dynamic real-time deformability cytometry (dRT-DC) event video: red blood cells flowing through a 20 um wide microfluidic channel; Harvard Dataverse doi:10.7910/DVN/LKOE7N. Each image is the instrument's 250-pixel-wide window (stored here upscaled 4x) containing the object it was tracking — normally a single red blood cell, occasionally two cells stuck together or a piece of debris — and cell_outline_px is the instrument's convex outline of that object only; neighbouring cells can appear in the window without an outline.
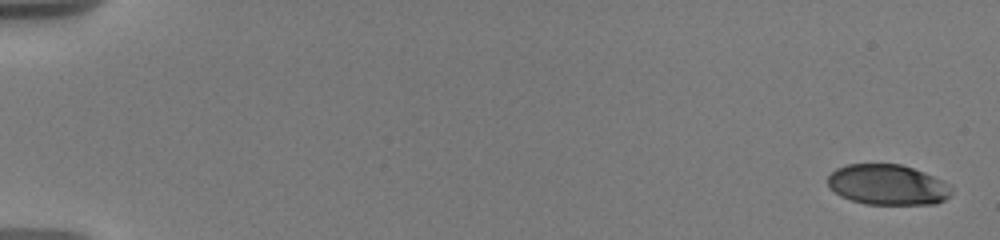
{"species": "human", "species_latin": "Homo sapiens", "temperature_condition": "warm", "stored_images_in_passage": 15, "segment_of_instrument_passage": [1, 2], "camera_frame_rate_fps": 3000, "um_per_image_px": 0.085, "donor": {"sex": "male"}, "frame": {"image": 1, "passage_image": 1, "time_ms": 0.0, "image_size_px": [1000, 240], "cell_outline_px": [[952, 196], [936, 204], [864, 204], [840, 196], [828, 184], [828, 176], [836, 168], [848, 164], [900, 164], [924, 172], [952, 184]], "centroid_in_image_um": [75.5, 15.71], "position_along_channel_um": 9.5, "area_um2": 29.3}}
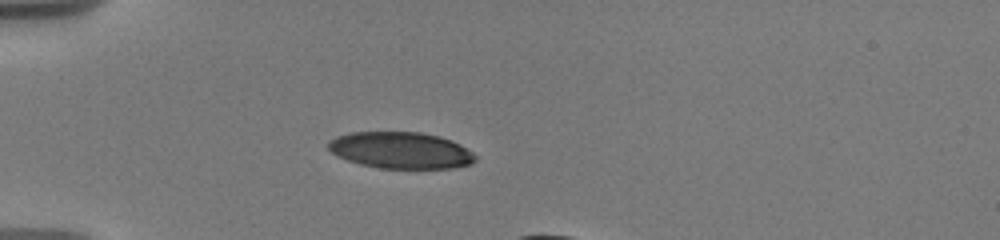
{"frame": {"image": 2, "passage_image": 11, "time_ms": 5.333, "image_size_px": [1000, 240], "cell_outline_px": [[476, 160], [472, 164], [452, 168], [380, 168], [360, 164], [336, 156], [328, 148], [328, 140], [336, 136], [352, 132], [420, 132], [440, 136], [452, 140], [460, 144], [472, 152], [476, 156]], "centroid_in_image_um": [34.07, 12.77], "position_along_channel_um": 50.9, "area_um2": 31.44}}